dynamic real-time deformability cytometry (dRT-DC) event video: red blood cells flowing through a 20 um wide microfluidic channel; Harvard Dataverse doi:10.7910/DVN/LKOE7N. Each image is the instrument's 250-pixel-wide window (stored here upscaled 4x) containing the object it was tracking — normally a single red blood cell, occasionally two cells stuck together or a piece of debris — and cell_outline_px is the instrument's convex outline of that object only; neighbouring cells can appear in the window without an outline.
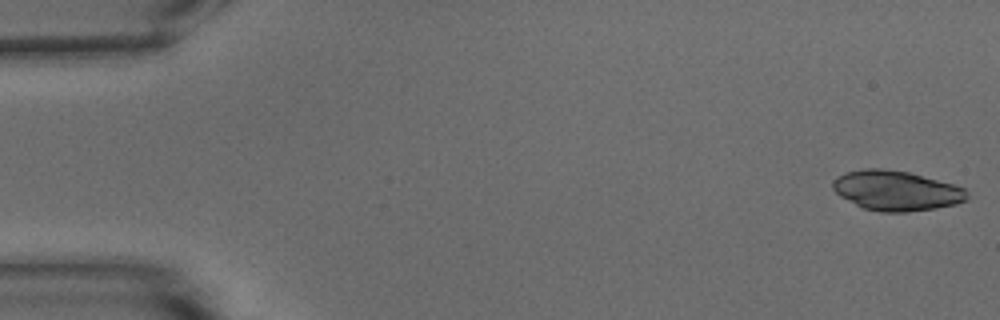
{"species": "common noctule bat (a hibernating species)", "species_latin": "Nyctalus noctula", "temperature_condition": "warm", "stored_images_in_passage": 12, "camera_frame_rate_fps": 3000, "um_per_image_px": 0.085, "animal": {"sex": "male", "body_mass_g": 15.6}, "frame": {"image": 1, "passage_image": 1, "time_ms": 0.0, "image_size_px": [1000, 320], "cell_outline_px": [[968, 200], [956, 204], [936, 208], [908, 212], [880, 212], [864, 208], [840, 196], [832, 188], [832, 180], [836, 176], [848, 172], [864, 168], [880, 168], [908, 172], [952, 184], [964, 188], [968, 192]], "centroid_in_image_um": [76.18, 16.21], "position_along_channel_um": 8.8, "area_um2": 31.15}}